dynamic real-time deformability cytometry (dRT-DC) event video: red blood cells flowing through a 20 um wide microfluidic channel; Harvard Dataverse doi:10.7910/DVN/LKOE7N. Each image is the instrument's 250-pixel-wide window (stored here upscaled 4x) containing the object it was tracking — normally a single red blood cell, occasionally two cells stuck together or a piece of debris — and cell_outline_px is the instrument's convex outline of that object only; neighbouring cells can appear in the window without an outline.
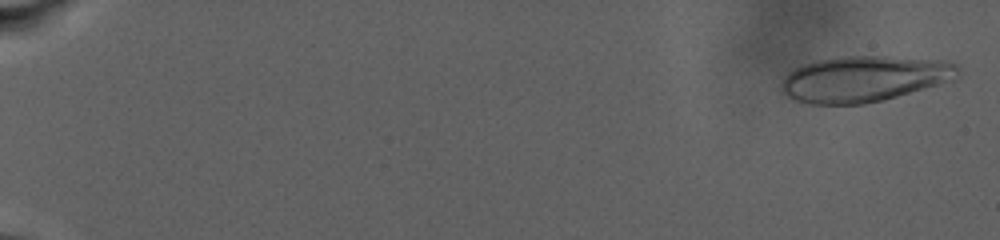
{"species": "human", "species_latin": "Homo sapiens", "temperature_condition": "warm", "stored_images_in_passage": 50, "camera_frame_rate_fps": 3000, "um_per_image_px": 0.085, "donor": {"sex": "male"}, "frame": {"image": 1, "passage_image": 1, "time_ms": 0.0, "image_size_px": [1000, 240], "cell_outline_px": [[960, 68], [956, 80], [884, 100], [864, 104], [812, 104], [792, 100], [780, 92], [780, 84], [784, 76], [788, 72], [804, 64], [820, 60], [840, 56], [884, 56], [940, 60], [956, 64]], "centroid_in_image_um": [73.44, 6.71], "position_along_channel_um": 11.6, "area_um2": 47.63}}
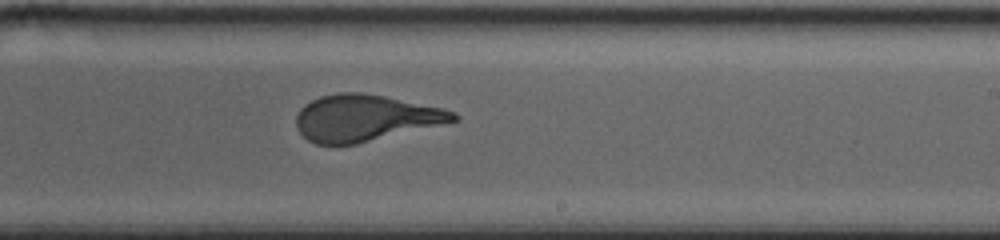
{"frame": {"image": 2, "passage_image": 35, "time_ms": 18.0, "image_size_px": [1000, 240], "cell_outline_px": [[460, 120], [356, 144], [336, 148], [332, 148], [316, 144], [308, 140], [296, 128], [296, 116], [300, 108], [304, 104], [320, 96], [340, 92], [360, 92], [384, 96], [440, 108], [456, 112], [460, 116]], "centroid_in_image_um": [30.98, 10.06], "position_along_channel_um": 258.0, "area_um2": 42.95}}
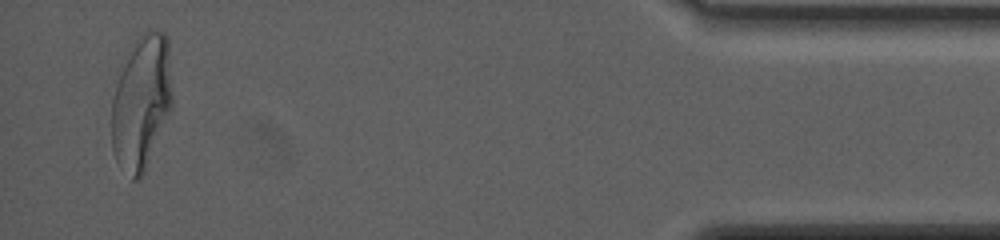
{"frame": {"image": 3, "passage_image": 49, "time_ms": 27.0, "image_size_px": [1000, 240], "cell_outline_px": [[172, 100], [168, 112], [144, 172], [136, 180], [132, 180], [116, 160], [112, 152], [112, 100], [116, 84], [136, 44], [148, 28], [156, 28], [164, 32], [168, 36], [172, 96]], "centroid_in_image_um": [12.03, 8.71], "position_along_channel_um": 423.2, "area_um2": 45.95}}